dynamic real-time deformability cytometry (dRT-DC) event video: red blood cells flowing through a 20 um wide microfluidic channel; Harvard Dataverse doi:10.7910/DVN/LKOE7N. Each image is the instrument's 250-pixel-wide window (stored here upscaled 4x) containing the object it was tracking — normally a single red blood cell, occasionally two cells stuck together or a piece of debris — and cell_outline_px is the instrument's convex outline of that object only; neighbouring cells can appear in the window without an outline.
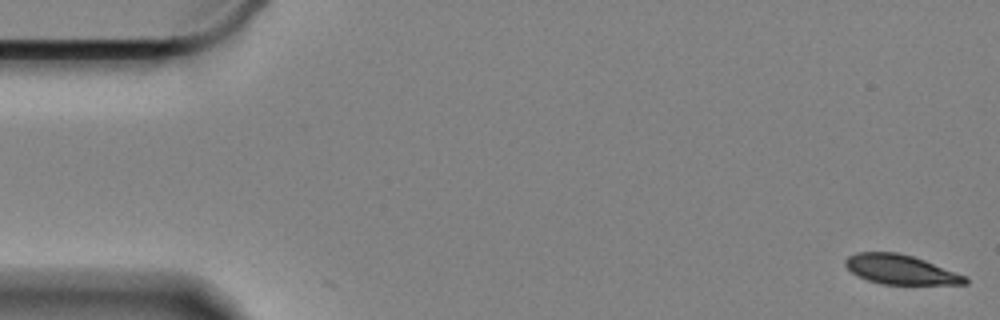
{"species": "Egyptian fruit bat (a non-hibernating species)", "species_latin": "Rousettus aegyptiacus", "temperature_condition": "cold", "stored_images_in_passage": 2, "camera_frame_rate_fps": 3000, "um_per_image_px": 0.085, "animal": {"sex": "female"}, "frame": {"image": 1, "passage_image": 1, "time_ms": 0.0, "image_size_px": [1000, 320], "cell_outline_px": [[968, 284], [884, 284], [868, 280], [852, 272], [844, 264], [844, 260], [848, 256], [856, 252], [896, 252], [912, 256], [924, 260], [968, 276]], "centroid_in_image_um": [76.57, 22.9], "position_along_channel_um": 8.4, "area_um2": 20.46}}